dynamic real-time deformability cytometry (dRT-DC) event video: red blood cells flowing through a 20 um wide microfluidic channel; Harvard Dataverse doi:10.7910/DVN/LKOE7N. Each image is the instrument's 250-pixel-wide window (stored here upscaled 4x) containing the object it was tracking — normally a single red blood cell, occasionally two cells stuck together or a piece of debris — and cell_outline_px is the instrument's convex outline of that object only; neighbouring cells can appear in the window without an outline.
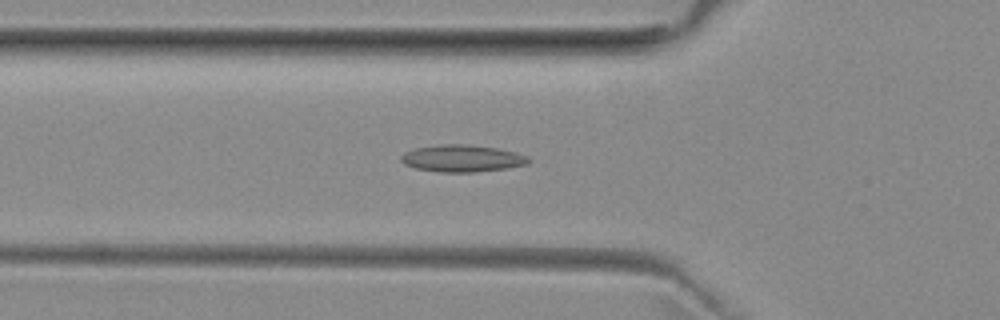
{"species": "common noctule bat (a hibernating species)", "species_latin": "Nyctalus noctula", "temperature_condition": "room temperature", "stored_images_in_passage": 44, "camera_frame_rate_fps": 3000, "um_per_image_px": 0.085, "animal": {"sex": "female", "body_mass_g": 29.2, "forearm_length_mm": 56.3}, "frame": {"image": 1, "passage_image": 17, "time_ms": 5.333, "image_size_px": [1000, 320], "cell_outline_px": [[532, 160], [528, 164], [508, 168], [476, 172], [440, 172], [416, 168], [404, 164], [400, 160], [400, 156], [404, 152], [416, 148], [440, 144], [464, 144], [496, 148], [516, 152], [528, 156]], "centroid_in_image_um": [39.3, 13.46], "position_along_channel_um": 86.5, "area_um2": 20.17}}
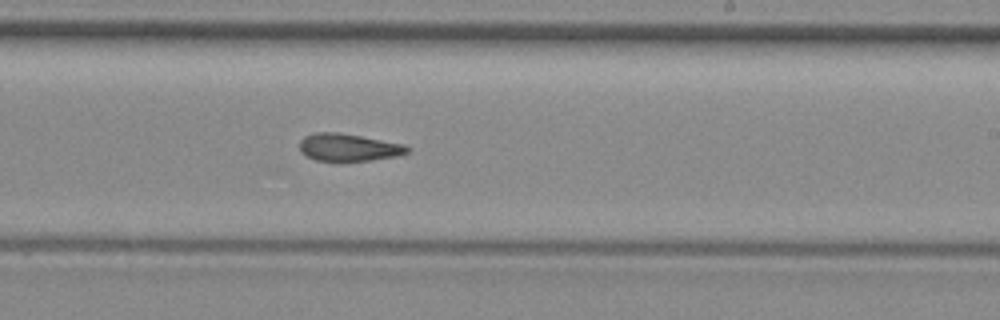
{"frame": {"image": 2, "passage_image": 30, "time_ms": 9.667, "image_size_px": [1000, 320], "cell_outline_px": [[412, 148], [408, 152], [396, 156], [372, 160], [316, 160], [300, 152], [300, 140], [304, 136], [316, 132], [336, 132], [360, 136], [404, 144]], "centroid_in_image_um": [29.63, 12.51], "position_along_channel_um": 259.4, "area_um2": 16.99}}
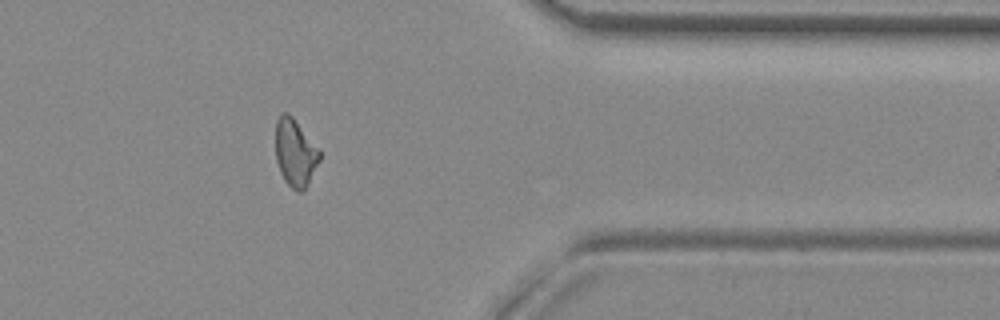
{"frame": {"image": 3, "passage_image": 41, "time_ms": 13.333, "image_size_px": [1000, 320], "cell_outline_px": [[320, 160], [308, 184], [300, 192], [292, 188], [284, 180], [280, 172], [276, 160], [276, 120], [280, 112], [288, 112], [292, 116], [320, 148]], "centroid_in_image_um": [25.1, 12.94], "position_along_channel_um": 386.3, "area_um2": 17.46}, "authors_computed_cell_mechanics": {"area_um2": 18.0625, "velocity_mm_per_s": 3.9849, "shape_relaxation_time_tau1_ms": null, "shape_relaxation_time_tau2_ms": 6.1801, "deformation_change_tau1": null, "deformation_change_tau2": 0.1652}}